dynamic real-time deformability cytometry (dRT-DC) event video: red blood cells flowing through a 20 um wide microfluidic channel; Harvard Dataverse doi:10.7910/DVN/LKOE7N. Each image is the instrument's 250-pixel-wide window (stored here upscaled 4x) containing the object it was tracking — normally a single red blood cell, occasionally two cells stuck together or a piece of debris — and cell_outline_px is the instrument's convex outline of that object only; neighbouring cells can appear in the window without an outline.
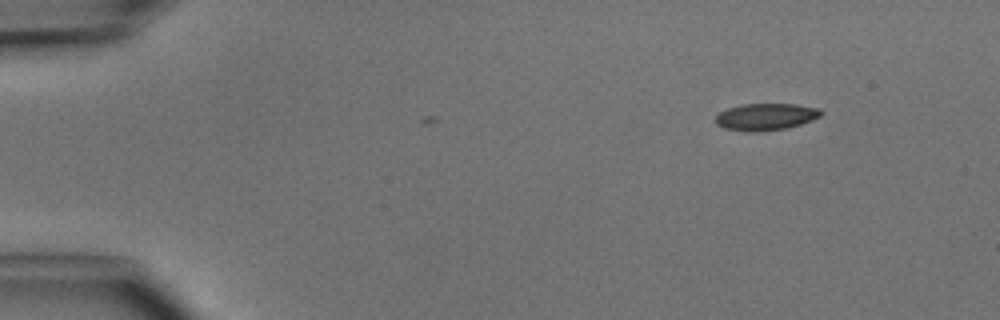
{"species": "common noctule bat (a hibernating species)", "species_latin": "Nyctalus noctula", "temperature_condition": "cold", "stored_images_in_passage": 3, "camera_frame_rate_fps": 3000, "um_per_image_px": 0.085, "animal": {"sex": "male", "body_mass_g": 15.6}, "frame": {"image": 1, "passage_image": 1, "time_ms": 0.0, "image_size_px": [1000, 320], "cell_outline_px": [[824, 112], [820, 116], [812, 120], [800, 124], [784, 128], [756, 132], [748, 132], [724, 128], [716, 124], [716, 116], [720, 112], [728, 108], [744, 104], [796, 104], [820, 108]], "centroid_in_image_um": [65.1, 9.92], "position_along_channel_um": 19.9, "area_um2": 16.47}}
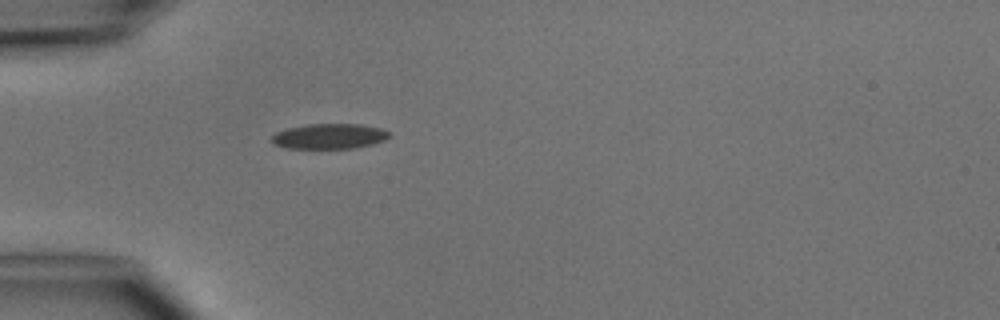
{"frame": {"image": 2, "passage_image": 3, "time_ms": 3.0, "image_size_px": [1000, 320], "cell_outline_px": [[392, 136], [384, 140], [372, 144], [356, 148], [288, 148], [272, 144], [272, 136], [276, 132], [288, 128], [308, 124], [360, 124], [380, 128], [388, 132]], "centroid_in_image_um": [28.0, 11.58], "position_along_channel_um": 57.0, "area_um2": 17.22}}